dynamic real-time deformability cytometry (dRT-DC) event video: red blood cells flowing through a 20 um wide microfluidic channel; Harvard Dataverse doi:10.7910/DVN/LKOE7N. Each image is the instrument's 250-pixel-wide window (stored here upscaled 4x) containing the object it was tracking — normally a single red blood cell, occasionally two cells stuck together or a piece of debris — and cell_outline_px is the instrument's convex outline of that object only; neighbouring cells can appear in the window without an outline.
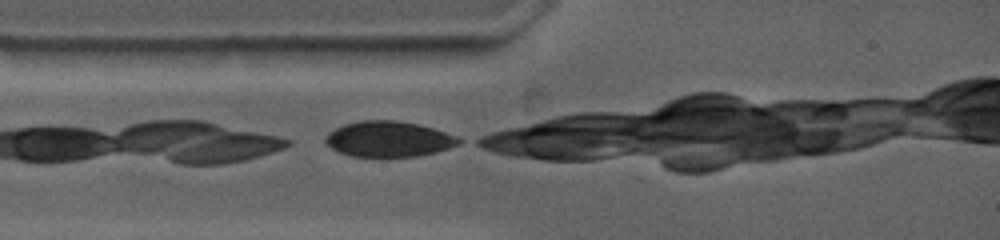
{"species": "common noctule bat (a hibernating species)", "species_latin": "Nyctalus noctula", "temperature_condition": "warm", "stored_images_in_passage": 2, "camera_frame_rate_fps": 4500, "um_per_image_px": 0.085, "animal": {"sex": "female", "body_mass_g": 19.0, "forearm_length_mm": 53.3}, "frame": {"image": 1, "passage_image": 1, "time_ms": 0.0, "image_size_px": [1000, 240], "cell_outline_px": [[464, 140], [460, 144], [436, 152], [412, 156], [352, 156], [340, 152], [324, 144], [324, 136], [328, 132], [344, 124], [360, 120], [396, 120], [416, 124], [432, 128], [456, 136]], "centroid_in_image_um": [33.0, 11.81], "position_along_channel_um": 52.0, "area_um2": 27.51}}